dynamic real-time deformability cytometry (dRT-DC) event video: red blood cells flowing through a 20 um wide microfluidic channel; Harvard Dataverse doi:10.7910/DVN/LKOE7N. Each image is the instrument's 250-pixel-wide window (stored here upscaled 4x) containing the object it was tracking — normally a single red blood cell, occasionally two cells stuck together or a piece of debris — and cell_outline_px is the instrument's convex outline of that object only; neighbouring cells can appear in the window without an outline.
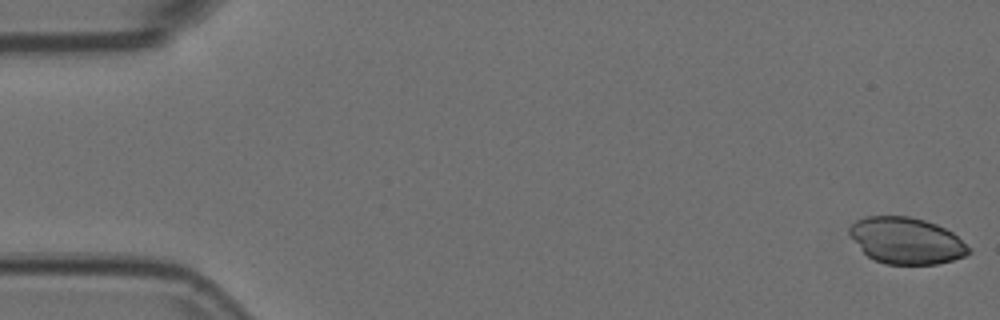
{"species": "Egyptian fruit bat (a non-hibernating species)", "species_latin": "Rousettus aegyptiacus", "temperature_condition": "room temperature", "stored_images_in_passage": 54, "camera_frame_rate_fps": 3000, "um_per_image_px": 0.085, "animal": {"sex": "female"}, "frame": {"image": 1, "passage_image": 1, "time_ms": 0.0, "image_size_px": [1000, 320], "cell_outline_px": [[972, 252], [964, 256], [952, 260], [936, 264], [884, 264], [868, 256], [860, 248], [848, 232], [848, 228], [856, 220], [868, 216], [908, 216], [924, 220], [936, 224], [952, 232], [972, 248]], "centroid_in_image_um": [77.06, 20.45], "position_along_channel_um": 7.9, "area_um2": 32.19}}
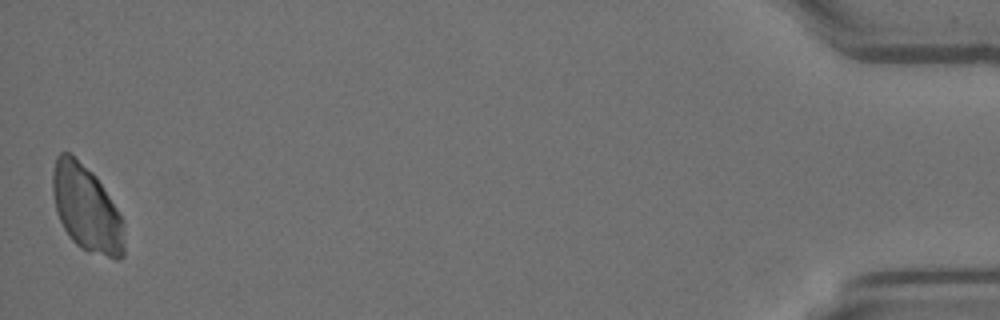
{"frame": {"image": 2, "passage_image": 54, "time_ms": 17.667, "image_size_px": [1000, 320], "cell_outline_px": [[124, 256], [120, 260], [116, 260], [88, 252], [80, 248], [68, 236], [60, 220], [56, 208], [52, 192], [52, 172], [56, 156], [60, 152], [68, 152], [92, 172], [96, 176], [124, 220]], "centroid_in_image_um": [7.37, 17.76], "position_along_channel_um": 427.8, "area_um2": 36.18}}